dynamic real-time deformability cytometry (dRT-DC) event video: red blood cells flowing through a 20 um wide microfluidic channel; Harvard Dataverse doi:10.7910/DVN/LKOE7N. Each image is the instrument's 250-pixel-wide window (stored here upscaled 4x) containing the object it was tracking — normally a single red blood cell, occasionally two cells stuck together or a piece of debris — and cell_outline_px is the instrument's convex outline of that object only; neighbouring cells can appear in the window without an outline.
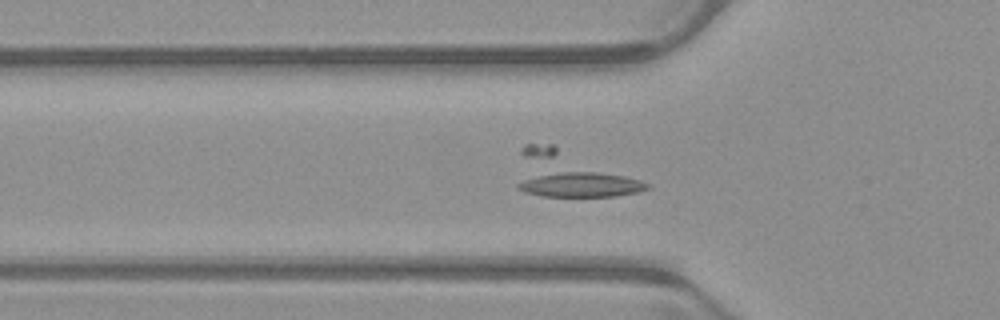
{"species": "common noctule bat (a hibernating species)", "species_latin": "Nyctalus noctula", "temperature_condition": "warm", "stored_images_in_passage": 39, "segment_of_instrument_passage": [1, 2], "camera_frame_rate_fps": 3000, "um_per_image_px": 0.085, "animal": {"sex": "male", "body_mass_g": 23.1, "forearm_length_mm": 52.7}, "frame": {"image": 1, "passage_image": 3, "time_ms": 0.667, "image_size_px": [1000, 320], "cell_outline_px": [[652, 188], [640, 192], [616, 196], [540, 196], [524, 192], [516, 188], [516, 184], [524, 180], [548, 172], [596, 172], [624, 176], [640, 180], [648, 184]], "centroid_in_image_um": [49.42, 15.7], "position_along_channel_um": 76.4, "area_um2": 18.79}}
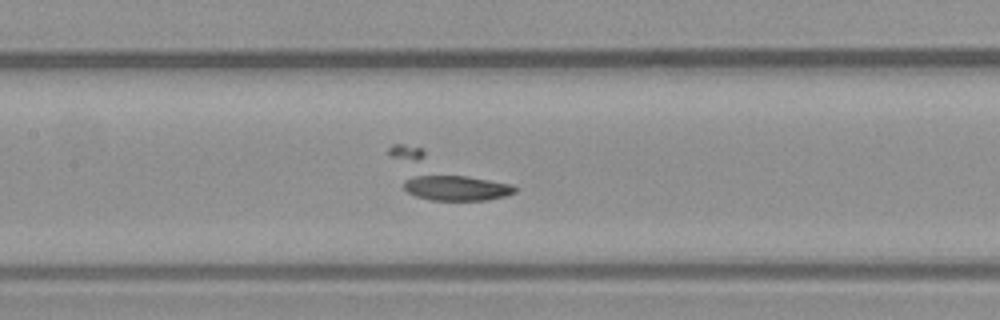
{"frame": {"image": 2, "passage_image": 10, "time_ms": 3.0, "image_size_px": [1000, 320], "cell_outline_px": [[516, 192], [504, 196], [488, 200], [432, 200], [416, 196], [408, 192], [404, 188], [404, 180], [424, 172], [468, 176], [512, 184], [516, 188]], "centroid_in_image_um": [38.75, 15.93], "position_along_channel_um": 168.6, "area_um2": 16.88}}
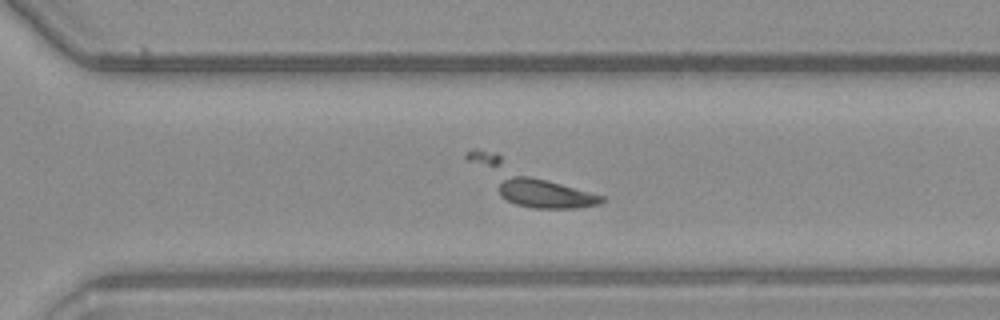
{"frame": {"image": 3, "passage_image": 22, "time_ms": 7.0, "image_size_px": [1000, 320], "cell_outline_px": [[604, 200], [600, 204], [580, 208], [532, 208], [516, 204], [500, 196], [464, 156], [464, 152], [472, 148], [476, 148], [496, 152], [604, 196]], "centroid_in_image_um": [44.97, 15.56], "position_along_channel_um": 325.6, "area_um2": 30.06}}